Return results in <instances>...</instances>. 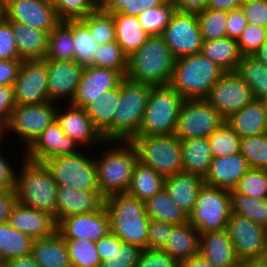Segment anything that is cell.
I'll return each mask as SVG.
<instances>
[{
    "mask_svg": "<svg viewBox=\"0 0 267 267\" xmlns=\"http://www.w3.org/2000/svg\"><path fill=\"white\" fill-rule=\"evenodd\" d=\"M104 145L108 148L100 158L95 156V164L99 190L107 198L127 192L138 157L130 141L108 140Z\"/></svg>",
    "mask_w": 267,
    "mask_h": 267,
    "instance_id": "1",
    "label": "cell"
},
{
    "mask_svg": "<svg viewBox=\"0 0 267 267\" xmlns=\"http://www.w3.org/2000/svg\"><path fill=\"white\" fill-rule=\"evenodd\" d=\"M175 58L161 35L149 36L139 49L128 56V80L168 85L171 82Z\"/></svg>",
    "mask_w": 267,
    "mask_h": 267,
    "instance_id": "2",
    "label": "cell"
},
{
    "mask_svg": "<svg viewBox=\"0 0 267 267\" xmlns=\"http://www.w3.org/2000/svg\"><path fill=\"white\" fill-rule=\"evenodd\" d=\"M105 208L110 218V232L123 243L147 248L150 218L145 202L127 193L114 194L105 198Z\"/></svg>",
    "mask_w": 267,
    "mask_h": 267,
    "instance_id": "3",
    "label": "cell"
},
{
    "mask_svg": "<svg viewBox=\"0 0 267 267\" xmlns=\"http://www.w3.org/2000/svg\"><path fill=\"white\" fill-rule=\"evenodd\" d=\"M225 71L201 52L175 59L170 86L184 99H205Z\"/></svg>",
    "mask_w": 267,
    "mask_h": 267,
    "instance_id": "4",
    "label": "cell"
},
{
    "mask_svg": "<svg viewBox=\"0 0 267 267\" xmlns=\"http://www.w3.org/2000/svg\"><path fill=\"white\" fill-rule=\"evenodd\" d=\"M22 154L15 188L17 201L55 217L57 183L43 163L28 161L25 152Z\"/></svg>",
    "mask_w": 267,
    "mask_h": 267,
    "instance_id": "5",
    "label": "cell"
},
{
    "mask_svg": "<svg viewBox=\"0 0 267 267\" xmlns=\"http://www.w3.org/2000/svg\"><path fill=\"white\" fill-rule=\"evenodd\" d=\"M184 99L168 84L151 86L147 107L136 136L174 135Z\"/></svg>",
    "mask_w": 267,
    "mask_h": 267,
    "instance_id": "6",
    "label": "cell"
},
{
    "mask_svg": "<svg viewBox=\"0 0 267 267\" xmlns=\"http://www.w3.org/2000/svg\"><path fill=\"white\" fill-rule=\"evenodd\" d=\"M151 85L128 80L119 84L120 100L113 117V140L130 141L138 134Z\"/></svg>",
    "mask_w": 267,
    "mask_h": 267,
    "instance_id": "7",
    "label": "cell"
},
{
    "mask_svg": "<svg viewBox=\"0 0 267 267\" xmlns=\"http://www.w3.org/2000/svg\"><path fill=\"white\" fill-rule=\"evenodd\" d=\"M138 162L151 167L164 178L182 172V145L175 135L134 136Z\"/></svg>",
    "mask_w": 267,
    "mask_h": 267,
    "instance_id": "8",
    "label": "cell"
},
{
    "mask_svg": "<svg viewBox=\"0 0 267 267\" xmlns=\"http://www.w3.org/2000/svg\"><path fill=\"white\" fill-rule=\"evenodd\" d=\"M82 150L73 155L50 157L42 163L51 172L57 185L83 191H100L95 156L90 157Z\"/></svg>",
    "mask_w": 267,
    "mask_h": 267,
    "instance_id": "9",
    "label": "cell"
},
{
    "mask_svg": "<svg viewBox=\"0 0 267 267\" xmlns=\"http://www.w3.org/2000/svg\"><path fill=\"white\" fill-rule=\"evenodd\" d=\"M231 214L230 190L204 184L189 222L199 234L227 229Z\"/></svg>",
    "mask_w": 267,
    "mask_h": 267,
    "instance_id": "10",
    "label": "cell"
},
{
    "mask_svg": "<svg viewBox=\"0 0 267 267\" xmlns=\"http://www.w3.org/2000/svg\"><path fill=\"white\" fill-rule=\"evenodd\" d=\"M57 105L51 101L16 105L7 122L8 135L10 132L13 136L16 134L27 149L56 120Z\"/></svg>",
    "mask_w": 267,
    "mask_h": 267,
    "instance_id": "11",
    "label": "cell"
},
{
    "mask_svg": "<svg viewBox=\"0 0 267 267\" xmlns=\"http://www.w3.org/2000/svg\"><path fill=\"white\" fill-rule=\"evenodd\" d=\"M225 120L205 99L182 103L174 135L179 140L208 138Z\"/></svg>",
    "mask_w": 267,
    "mask_h": 267,
    "instance_id": "12",
    "label": "cell"
},
{
    "mask_svg": "<svg viewBox=\"0 0 267 267\" xmlns=\"http://www.w3.org/2000/svg\"><path fill=\"white\" fill-rule=\"evenodd\" d=\"M227 230L236 256L242 261L267 260V229L249 218L231 213Z\"/></svg>",
    "mask_w": 267,
    "mask_h": 267,
    "instance_id": "13",
    "label": "cell"
},
{
    "mask_svg": "<svg viewBox=\"0 0 267 267\" xmlns=\"http://www.w3.org/2000/svg\"><path fill=\"white\" fill-rule=\"evenodd\" d=\"M161 36L175 59L199 53L203 44L195 13L175 11Z\"/></svg>",
    "mask_w": 267,
    "mask_h": 267,
    "instance_id": "14",
    "label": "cell"
},
{
    "mask_svg": "<svg viewBox=\"0 0 267 267\" xmlns=\"http://www.w3.org/2000/svg\"><path fill=\"white\" fill-rule=\"evenodd\" d=\"M253 99L250 87L236 72H225L205 97L224 120Z\"/></svg>",
    "mask_w": 267,
    "mask_h": 267,
    "instance_id": "15",
    "label": "cell"
},
{
    "mask_svg": "<svg viewBox=\"0 0 267 267\" xmlns=\"http://www.w3.org/2000/svg\"><path fill=\"white\" fill-rule=\"evenodd\" d=\"M16 105L39 104L49 101L46 63L41 60H23L13 84Z\"/></svg>",
    "mask_w": 267,
    "mask_h": 267,
    "instance_id": "16",
    "label": "cell"
},
{
    "mask_svg": "<svg viewBox=\"0 0 267 267\" xmlns=\"http://www.w3.org/2000/svg\"><path fill=\"white\" fill-rule=\"evenodd\" d=\"M5 19L50 33L61 21L45 0H4Z\"/></svg>",
    "mask_w": 267,
    "mask_h": 267,
    "instance_id": "17",
    "label": "cell"
},
{
    "mask_svg": "<svg viewBox=\"0 0 267 267\" xmlns=\"http://www.w3.org/2000/svg\"><path fill=\"white\" fill-rule=\"evenodd\" d=\"M48 77L49 101L71 103L80 83L85 66L75 60H44Z\"/></svg>",
    "mask_w": 267,
    "mask_h": 267,
    "instance_id": "18",
    "label": "cell"
},
{
    "mask_svg": "<svg viewBox=\"0 0 267 267\" xmlns=\"http://www.w3.org/2000/svg\"><path fill=\"white\" fill-rule=\"evenodd\" d=\"M59 106V107H58ZM57 106L56 120L60 123L62 131L71 138L81 149H95L99 145H104V139L94 128L92 120L85 112L84 108L74 106L70 103L65 105L66 109ZM63 108V109H62ZM91 146V147H90Z\"/></svg>",
    "mask_w": 267,
    "mask_h": 267,
    "instance_id": "19",
    "label": "cell"
},
{
    "mask_svg": "<svg viewBox=\"0 0 267 267\" xmlns=\"http://www.w3.org/2000/svg\"><path fill=\"white\" fill-rule=\"evenodd\" d=\"M80 147L62 131L60 123L53 121L27 148L25 159L42 163L50 157L76 154Z\"/></svg>",
    "mask_w": 267,
    "mask_h": 267,
    "instance_id": "20",
    "label": "cell"
},
{
    "mask_svg": "<svg viewBox=\"0 0 267 267\" xmlns=\"http://www.w3.org/2000/svg\"><path fill=\"white\" fill-rule=\"evenodd\" d=\"M124 78L116 70L93 65L85 66L75 96L70 104L84 108L93 100L104 97L105 92L118 87Z\"/></svg>",
    "mask_w": 267,
    "mask_h": 267,
    "instance_id": "21",
    "label": "cell"
},
{
    "mask_svg": "<svg viewBox=\"0 0 267 267\" xmlns=\"http://www.w3.org/2000/svg\"><path fill=\"white\" fill-rule=\"evenodd\" d=\"M57 231L64 238L98 241L110 232V218L105 206L101 210L75 214L62 219Z\"/></svg>",
    "mask_w": 267,
    "mask_h": 267,
    "instance_id": "22",
    "label": "cell"
},
{
    "mask_svg": "<svg viewBox=\"0 0 267 267\" xmlns=\"http://www.w3.org/2000/svg\"><path fill=\"white\" fill-rule=\"evenodd\" d=\"M104 206L105 197L100 191H83L57 185L54 220L58 224L66 217L101 210Z\"/></svg>",
    "mask_w": 267,
    "mask_h": 267,
    "instance_id": "23",
    "label": "cell"
},
{
    "mask_svg": "<svg viewBox=\"0 0 267 267\" xmlns=\"http://www.w3.org/2000/svg\"><path fill=\"white\" fill-rule=\"evenodd\" d=\"M7 223L33 240L49 237L57 230V224L52 215L18 201L14 205Z\"/></svg>",
    "mask_w": 267,
    "mask_h": 267,
    "instance_id": "24",
    "label": "cell"
},
{
    "mask_svg": "<svg viewBox=\"0 0 267 267\" xmlns=\"http://www.w3.org/2000/svg\"><path fill=\"white\" fill-rule=\"evenodd\" d=\"M199 256L216 267H239L227 229L200 234Z\"/></svg>",
    "mask_w": 267,
    "mask_h": 267,
    "instance_id": "25",
    "label": "cell"
},
{
    "mask_svg": "<svg viewBox=\"0 0 267 267\" xmlns=\"http://www.w3.org/2000/svg\"><path fill=\"white\" fill-rule=\"evenodd\" d=\"M246 159L242 154L212 159L204 184L228 190L234 189L240 178L249 170Z\"/></svg>",
    "mask_w": 267,
    "mask_h": 267,
    "instance_id": "26",
    "label": "cell"
},
{
    "mask_svg": "<svg viewBox=\"0 0 267 267\" xmlns=\"http://www.w3.org/2000/svg\"><path fill=\"white\" fill-rule=\"evenodd\" d=\"M95 245L101 260L100 267H136L142 251L138 246L123 243L111 232Z\"/></svg>",
    "mask_w": 267,
    "mask_h": 267,
    "instance_id": "27",
    "label": "cell"
},
{
    "mask_svg": "<svg viewBox=\"0 0 267 267\" xmlns=\"http://www.w3.org/2000/svg\"><path fill=\"white\" fill-rule=\"evenodd\" d=\"M225 122L240 138L263 134L267 132V107L263 100L253 99Z\"/></svg>",
    "mask_w": 267,
    "mask_h": 267,
    "instance_id": "28",
    "label": "cell"
},
{
    "mask_svg": "<svg viewBox=\"0 0 267 267\" xmlns=\"http://www.w3.org/2000/svg\"><path fill=\"white\" fill-rule=\"evenodd\" d=\"M203 185V177L181 172L165 178L164 189L173 201L190 216L195 209L196 199Z\"/></svg>",
    "mask_w": 267,
    "mask_h": 267,
    "instance_id": "29",
    "label": "cell"
},
{
    "mask_svg": "<svg viewBox=\"0 0 267 267\" xmlns=\"http://www.w3.org/2000/svg\"><path fill=\"white\" fill-rule=\"evenodd\" d=\"M120 100L119 86L104 93L84 107L94 128L105 141L113 140V117Z\"/></svg>",
    "mask_w": 267,
    "mask_h": 267,
    "instance_id": "30",
    "label": "cell"
},
{
    "mask_svg": "<svg viewBox=\"0 0 267 267\" xmlns=\"http://www.w3.org/2000/svg\"><path fill=\"white\" fill-rule=\"evenodd\" d=\"M31 254L39 267H72L64 237L57 230L49 237L35 239Z\"/></svg>",
    "mask_w": 267,
    "mask_h": 267,
    "instance_id": "31",
    "label": "cell"
},
{
    "mask_svg": "<svg viewBox=\"0 0 267 267\" xmlns=\"http://www.w3.org/2000/svg\"><path fill=\"white\" fill-rule=\"evenodd\" d=\"M199 241V232L188 221L172 229L162 250L181 262L199 255Z\"/></svg>",
    "mask_w": 267,
    "mask_h": 267,
    "instance_id": "32",
    "label": "cell"
},
{
    "mask_svg": "<svg viewBox=\"0 0 267 267\" xmlns=\"http://www.w3.org/2000/svg\"><path fill=\"white\" fill-rule=\"evenodd\" d=\"M18 54L23 60H41L47 55L48 33L19 22H10Z\"/></svg>",
    "mask_w": 267,
    "mask_h": 267,
    "instance_id": "33",
    "label": "cell"
},
{
    "mask_svg": "<svg viewBox=\"0 0 267 267\" xmlns=\"http://www.w3.org/2000/svg\"><path fill=\"white\" fill-rule=\"evenodd\" d=\"M180 142L182 145V172L205 178L213 159L208 138H190L180 140Z\"/></svg>",
    "mask_w": 267,
    "mask_h": 267,
    "instance_id": "34",
    "label": "cell"
},
{
    "mask_svg": "<svg viewBox=\"0 0 267 267\" xmlns=\"http://www.w3.org/2000/svg\"><path fill=\"white\" fill-rule=\"evenodd\" d=\"M200 52L225 72H236L243 56L237 40L230 37L203 40Z\"/></svg>",
    "mask_w": 267,
    "mask_h": 267,
    "instance_id": "35",
    "label": "cell"
},
{
    "mask_svg": "<svg viewBox=\"0 0 267 267\" xmlns=\"http://www.w3.org/2000/svg\"><path fill=\"white\" fill-rule=\"evenodd\" d=\"M112 15L116 27V41L127 56H130L147 41L150 35L143 29L137 16Z\"/></svg>",
    "mask_w": 267,
    "mask_h": 267,
    "instance_id": "36",
    "label": "cell"
},
{
    "mask_svg": "<svg viewBox=\"0 0 267 267\" xmlns=\"http://www.w3.org/2000/svg\"><path fill=\"white\" fill-rule=\"evenodd\" d=\"M164 182L163 176L137 161L126 193L145 202L164 189Z\"/></svg>",
    "mask_w": 267,
    "mask_h": 267,
    "instance_id": "37",
    "label": "cell"
},
{
    "mask_svg": "<svg viewBox=\"0 0 267 267\" xmlns=\"http://www.w3.org/2000/svg\"><path fill=\"white\" fill-rule=\"evenodd\" d=\"M145 209L150 219L182 225L189 216L173 201L165 189L145 201Z\"/></svg>",
    "mask_w": 267,
    "mask_h": 267,
    "instance_id": "38",
    "label": "cell"
},
{
    "mask_svg": "<svg viewBox=\"0 0 267 267\" xmlns=\"http://www.w3.org/2000/svg\"><path fill=\"white\" fill-rule=\"evenodd\" d=\"M43 60H75L72 39V20L61 21L49 34L47 55Z\"/></svg>",
    "mask_w": 267,
    "mask_h": 267,
    "instance_id": "39",
    "label": "cell"
},
{
    "mask_svg": "<svg viewBox=\"0 0 267 267\" xmlns=\"http://www.w3.org/2000/svg\"><path fill=\"white\" fill-rule=\"evenodd\" d=\"M236 73L250 87L254 99L267 96V66L253 55H243Z\"/></svg>",
    "mask_w": 267,
    "mask_h": 267,
    "instance_id": "40",
    "label": "cell"
},
{
    "mask_svg": "<svg viewBox=\"0 0 267 267\" xmlns=\"http://www.w3.org/2000/svg\"><path fill=\"white\" fill-rule=\"evenodd\" d=\"M33 239L8 223L0 224V262L31 253Z\"/></svg>",
    "mask_w": 267,
    "mask_h": 267,
    "instance_id": "41",
    "label": "cell"
},
{
    "mask_svg": "<svg viewBox=\"0 0 267 267\" xmlns=\"http://www.w3.org/2000/svg\"><path fill=\"white\" fill-rule=\"evenodd\" d=\"M231 213L249 218L267 229V198L230 193Z\"/></svg>",
    "mask_w": 267,
    "mask_h": 267,
    "instance_id": "42",
    "label": "cell"
},
{
    "mask_svg": "<svg viewBox=\"0 0 267 267\" xmlns=\"http://www.w3.org/2000/svg\"><path fill=\"white\" fill-rule=\"evenodd\" d=\"M75 61L88 66L93 63L98 47L89 28L81 20H72Z\"/></svg>",
    "mask_w": 267,
    "mask_h": 267,
    "instance_id": "43",
    "label": "cell"
},
{
    "mask_svg": "<svg viewBox=\"0 0 267 267\" xmlns=\"http://www.w3.org/2000/svg\"><path fill=\"white\" fill-rule=\"evenodd\" d=\"M72 267H100L101 260L94 241L64 238Z\"/></svg>",
    "mask_w": 267,
    "mask_h": 267,
    "instance_id": "44",
    "label": "cell"
},
{
    "mask_svg": "<svg viewBox=\"0 0 267 267\" xmlns=\"http://www.w3.org/2000/svg\"><path fill=\"white\" fill-rule=\"evenodd\" d=\"M175 11L172 0H166L162 5L147 9L137 17L143 29L150 36L162 35Z\"/></svg>",
    "mask_w": 267,
    "mask_h": 267,
    "instance_id": "45",
    "label": "cell"
},
{
    "mask_svg": "<svg viewBox=\"0 0 267 267\" xmlns=\"http://www.w3.org/2000/svg\"><path fill=\"white\" fill-rule=\"evenodd\" d=\"M81 21L89 28L98 45L116 41V27L113 15L106 13L101 7L81 19Z\"/></svg>",
    "mask_w": 267,
    "mask_h": 267,
    "instance_id": "46",
    "label": "cell"
},
{
    "mask_svg": "<svg viewBox=\"0 0 267 267\" xmlns=\"http://www.w3.org/2000/svg\"><path fill=\"white\" fill-rule=\"evenodd\" d=\"M241 138L223 122L209 137L208 142L213 158L234 155L240 152Z\"/></svg>",
    "mask_w": 267,
    "mask_h": 267,
    "instance_id": "47",
    "label": "cell"
},
{
    "mask_svg": "<svg viewBox=\"0 0 267 267\" xmlns=\"http://www.w3.org/2000/svg\"><path fill=\"white\" fill-rule=\"evenodd\" d=\"M91 65L119 71L125 77L128 70V56L117 41L109 42L98 45Z\"/></svg>",
    "mask_w": 267,
    "mask_h": 267,
    "instance_id": "48",
    "label": "cell"
},
{
    "mask_svg": "<svg viewBox=\"0 0 267 267\" xmlns=\"http://www.w3.org/2000/svg\"><path fill=\"white\" fill-rule=\"evenodd\" d=\"M240 153L249 168L267 170V132L241 138Z\"/></svg>",
    "mask_w": 267,
    "mask_h": 267,
    "instance_id": "49",
    "label": "cell"
},
{
    "mask_svg": "<svg viewBox=\"0 0 267 267\" xmlns=\"http://www.w3.org/2000/svg\"><path fill=\"white\" fill-rule=\"evenodd\" d=\"M203 40L227 37L228 12L206 8L197 14Z\"/></svg>",
    "mask_w": 267,
    "mask_h": 267,
    "instance_id": "50",
    "label": "cell"
},
{
    "mask_svg": "<svg viewBox=\"0 0 267 267\" xmlns=\"http://www.w3.org/2000/svg\"><path fill=\"white\" fill-rule=\"evenodd\" d=\"M60 21L81 20L100 8L99 0H58L54 5Z\"/></svg>",
    "mask_w": 267,
    "mask_h": 267,
    "instance_id": "51",
    "label": "cell"
},
{
    "mask_svg": "<svg viewBox=\"0 0 267 267\" xmlns=\"http://www.w3.org/2000/svg\"><path fill=\"white\" fill-rule=\"evenodd\" d=\"M230 193H242L251 197L267 198V170L250 168Z\"/></svg>",
    "mask_w": 267,
    "mask_h": 267,
    "instance_id": "52",
    "label": "cell"
},
{
    "mask_svg": "<svg viewBox=\"0 0 267 267\" xmlns=\"http://www.w3.org/2000/svg\"><path fill=\"white\" fill-rule=\"evenodd\" d=\"M267 40V28L248 23L237 43L242 55H253Z\"/></svg>",
    "mask_w": 267,
    "mask_h": 267,
    "instance_id": "53",
    "label": "cell"
},
{
    "mask_svg": "<svg viewBox=\"0 0 267 267\" xmlns=\"http://www.w3.org/2000/svg\"><path fill=\"white\" fill-rule=\"evenodd\" d=\"M136 267H179V262L162 249H142Z\"/></svg>",
    "mask_w": 267,
    "mask_h": 267,
    "instance_id": "54",
    "label": "cell"
},
{
    "mask_svg": "<svg viewBox=\"0 0 267 267\" xmlns=\"http://www.w3.org/2000/svg\"><path fill=\"white\" fill-rule=\"evenodd\" d=\"M0 60H21L12 25L5 18L0 22Z\"/></svg>",
    "mask_w": 267,
    "mask_h": 267,
    "instance_id": "55",
    "label": "cell"
},
{
    "mask_svg": "<svg viewBox=\"0 0 267 267\" xmlns=\"http://www.w3.org/2000/svg\"><path fill=\"white\" fill-rule=\"evenodd\" d=\"M176 225L150 219L148 228L147 248L162 249L169 234Z\"/></svg>",
    "mask_w": 267,
    "mask_h": 267,
    "instance_id": "56",
    "label": "cell"
},
{
    "mask_svg": "<svg viewBox=\"0 0 267 267\" xmlns=\"http://www.w3.org/2000/svg\"><path fill=\"white\" fill-rule=\"evenodd\" d=\"M240 8L248 23L267 28V0L245 2Z\"/></svg>",
    "mask_w": 267,
    "mask_h": 267,
    "instance_id": "57",
    "label": "cell"
},
{
    "mask_svg": "<svg viewBox=\"0 0 267 267\" xmlns=\"http://www.w3.org/2000/svg\"><path fill=\"white\" fill-rule=\"evenodd\" d=\"M248 25L247 19L241 8L228 12L227 18V37L238 40L242 31Z\"/></svg>",
    "mask_w": 267,
    "mask_h": 267,
    "instance_id": "58",
    "label": "cell"
},
{
    "mask_svg": "<svg viewBox=\"0 0 267 267\" xmlns=\"http://www.w3.org/2000/svg\"><path fill=\"white\" fill-rule=\"evenodd\" d=\"M9 161V159H6L5 156L0 154V188L15 190L17 179L16 171L19 168L12 166V162L10 163Z\"/></svg>",
    "mask_w": 267,
    "mask_h": 267,
    "instance_id": "59",
    "label": "cell"
},
{
    "mask_svg": "<svg viewBox=\"0 0 267 267\" xmlns=\"http://www.w3.org/2000/svg\"><path fill=\"white\" fill-rule=\"evenodd\" d=\"M22 60H0V86H11L17 78Z\"/></svg>",
    "mask_w": 267,
    "mask_h": 267,
    "instance_id": "60",
    "label": "cell"
},
{
    "mask_svg": "<svg viewBox=\"0 0 267 267\" xmlns=\"http://www.w3.org/2000/svg\"><path fill=\"white\" fill-rule=\"evenodd\" d=\"M166 0H130L117 13L138 16L143 11L162 5Z\"/></svg>",
    "mask_w": 267,
    "mask_h": 267,
    "instance_id": "61",
    "label": "cell"
},
{
    "mask_svg": "<svg viewBox=\"0 0 267 267\" xmlns=\"http://www.w3.org/2000/svg\"><path fill=\"white\" fill-rule=\"evenodd\" d=\"M15 106L13 87L0 86V122H8Z\"/></svg>",
    "mask_w": 267,
    "mask_h": 267,
    "instance_id": "62",
    "label": "cell"
},
{
    "mask_svg": "<svg viewBox=\"0 0 267 267\" xmlns=\"http://www.w3.org/2000/svg\"><path fill=\"white\" fill-rule=\"evenodd\" d=\"M17 203L15 190L0 188V224L7 223L14 205Z\"/></svg>",
    "mask_w": 267,
    "mask_h": 267,
    "instance_id": "63",
    "label": "cell"
},
{
    "mask_svg": "<svg viewBox=\"0 0 267 267\" xmlns=\"http://www.w3.org/2000/svg\"><path fill=\"white\" fill-rule=\"evenodd\" d=\"M176 11L198 14L207 8L208 0H172Z\"/></svg>",
    "mask_w": 267,
    "mask_h": 267,
    "instance_id": "64",
    "label": "cell"
},
{
    "mask_svg": "<svg viewBox=\"0 0 267 267\" xmlns=\"http://www.w3.org/2000/svg\"><path fill=\"white\" fill-rule=\"evenodd\" d=\"M241 0H208L207 8L221 11H232L242 6Z\"/></svg>",
    "mask_w": 267,
    "mask_h": 267,
    "instance_id": "65",
    "label": "cell"
},
{
    "mask_svg": "<svg viewBox=\"0 0 267 267\" xmlns=\"http://www.w3.org/2000/svg\"><path fill=\"white\" fill-rule=\"evenodd\" d=\"M5 267H39L32 254L18 256L4 262Z\"/></svg>",
    "mask_w": 267,
    "mask_h": 267,
    "instance_id": "66",
    "label": "cell"
},
{
    "mask_svg": "<svg viewBox=\"0 0 267 267\" xmlns=\"http://www.w3.org/2000/svg\"><path fill=\"white\" fill-rule=\"evenodd\" d=\"M130 0H105L100 7L109 14L117 13Z\"/></svg>",
    "mask_w": 267,
    "mask_h": 267,
    "instance_id": "67",
    "label": "cell"
},
{
    "mask_svg": "<svg viewBox=\"0 0 267 267\" xmlns=\"http://www.w3.org/2000/svg\"><path fill=\"white\" fill-rule=\"evenodd\" d=\"M179 267H216L209 261L201 258L199 255L189 260L179 262Z\"/></svg>",
    "mask_w": 267,
    "mask_h": 267,
    "instance_id": "68",
    "label": "cell"
},
{
    "mask_svg": "<svg viewBox=\"0 0 267 267\" xmlns=\"http://www.w3.org/2000/svg\"><path fill=\"white\" fill-rule=\"evenodd\" d=\"M258 60L267 66V40L260 48L253 54Z\"/></svg>",
    "mask_w": 267,
    "mask_h": 267,
    "instance_id": "69",
    "label": "cell"
},
{
    "mask_svg": "<svg viewBox=\"0 0 267 267\" xmlns=\"http://www.w3.org/2000/svg\"><path fill=\"white\" fill-rule=\"evenodd\" d=\"M8 130H7V123L0 122V145H2L6 141L4 138H7Z\"/></svg>",
    "mask_w": 267,
    "mask_h": 267,
    "instance_id": "70",
    "label": "cell"
},
{
    "mask_svg": "<svg viewBox=\"0 0 267 267\" xmlns=\"http://www.w3.org/2000/svg\"><path fill=\"white\" fill-rule=\"evenodd\" d=\"M239 267H259V261H242Z\"/></svg>",
    "mask_w": 267,
    "mask_h": 267,
    "instance_id": "71",
    "label": "cell"
},
{
    "mask_svg": "<svg viewBox=\"0 0 267 267\" xmlns=\"http://www.w3.org/2000/svg\"><path fill=\"white\" fill-rule=\"evenodd\" d=\"M5 18L4 0H0V22Z\"/></svg>",
    "mask_w": 267,
    "mask_h": 267,
    "instance_id": "72",
    "label": "cell"
},
{
    "mask_svg": "<svg viewBox=\"0 0 267 267\" xmlns=\"http://www.w3.org/2000/svg\"><path fill=\"white\" fill-rule=\"evenodd\" d=\"M259 267H267V260L259 261Z\"/></svg>",
    "mask_w": 267,
    "mask_h": 267,
    "instance_id": "73",
    "label": "cell"
},
{
    "mask_svg": "<svg viewBox=\"0 0 267 267\" xmlns=\"http://www.w3.org/2000/svg\"><path fill=\"white\" fill-rule=\"evenodd\" d=\"M45 1L52 4V5H55L58 0H45Z\"/></svg>",
    "mask_w": 267,
    "mask_h": 267,
    "instance_id": "74",
    "label": "cell"
},
{
    "mask_svg": "<svg viewBox=\"0 0 267 267\" xmlns=\"http://www.w3.org/2000/svg\"><path fill=\"white\" fill-rule=\"evenodd\" d=\"M242 3H245V2H252V1H255V0H241Z\"/></svg>",
    "mask_w": 267,
    "mask_h": 267,
    "instance_id": "75",
    "label": "cell"
},
{
    "mask_svg": "<svg viewBox=\"0 0 267 267\" xmlns=\"http://www.w3.org/2000/svg\"><path fill=\"white\" fill-rule=\"evenodd\" d=\"M265 106L267 107V96L263 99Z\"/></svg>",
    "mask_w": 267,
    "mask_h": 267,
    "instance_id": "76",
    "label": "cell"
},
{
    "mask_svg": "<svg viewBox=\"0 0 267 267\" xmlns=\"http://www.w3.org/2000/svg\"><path fill=\"white\" fill-rule=\"evenodd\" d=\"M0 267H5L3 262H0Z\"/></svg>",
    "mask_w": 267,
    "mask_h": 267,
    "instance_id": "77",
    "label": "cell"
},
{
    "mask_svg": "<svg viewBox=\"0 0 267 267\" xmlns=\"http://www.w3.org/2000/svg\"><path fill=\"white\" fill-rule=\"evenodd\" d=\"M104 1H105V0H99L100 5H101Z\"/></svg>",
    "mask_w": 267,
    "mask_h": 267,
    "instance_id": "78",
    "label": "cell"
}]
</instances>
